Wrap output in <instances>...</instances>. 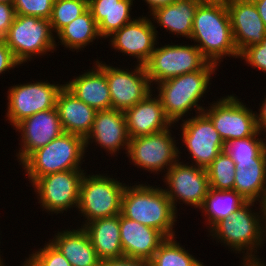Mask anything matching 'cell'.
Here are the masks:
<instances>
[{"instance_id": "cell-32", "label": "cell", "mask_w": 266, "mask_h": 266, "mask_svg": "<svg viewBox=\"0 0 266 266\" xmlns=\"http://www.w3.org/2000/svg\"><path fill=\"white\" fill-rule=\"evenodd\" d=\"M260 135L257 132L253 136L227 141L224 143L223 151L234 162L266 160V138L262 139Z\"/></svg>"}, {"instance_id": "cell-36", "label": "cell", "mask_w": 266, "mask_h": 266, "mask_svg": "<svg viewBox=\"0 0 266 266\" xmlns=\"http://www.w3.org/2000/svg\"><path fill=\"white\" fill-rule=\"evenodd\" d=\"M54 0H14L16 15L33 16L49 20Z\"/></svg>"}, {"instance_id": "cell-14", "label": "cell", "mask_w": 266, "mask_h": 266, "mask_svg": "<svg viewBox=\"0 0 266 266\" xmlns=\"http://www.w3.org/2000/svg\"><path fill=\"white\" fill-rule=\"evenodd\" d=\"M181 140L192 159L191 165L206 169L223 151L224 141L211 119L204 113L180 121ZM183 122V123H182Z\"/></svg>"}, {"instance_id": "cell-41", "label": "cell", "mask_w": 266, "mask_h": 266, "mask_svg": "<svg viewBox=\"0 0 266 266\" xmlns=\"http://www.w3.org/2000/svg\"><path fill=\"white\" fill-rule=\"evenodd\" d=\"M259 112L255 111V117H256V124L257 129L260 134H263V136L266 135V97L264 96V100L262 104H259ZM265 133V134H264Z\"/></svg>"}, {"instance_id": "cell-26", "label": "cell", "mask_w": 266, "mask_h": 266, "mask_svg": "<svg viewBox=\"0 0 266 266\" xmlns=\"http://www.w3.org/2000/svg\"><path fill=\"white\" fill-rule=\"evenodd\" d=\"M83 228L101 260L124 257L120 239V214L86 223Z\"/></svg>"}, {"instance_id": "cell-20", "label": "cell", "mask_w": 266, "mask_h": 266, "mask_svg": "<svg viewBox=\"0 0 266 266\" xmlns=\"http://www.w3.org/2000/svg\"><path fill=\"white\" fill-rule=\"evenodd\" d=\"M234 43L240 54L245 48L259 44L266 37L263 23L253 0L226 3Z\"/></svg>"}, {"instance_id": "cell-24", "label": "cell", "mask_w": 266, "mask_h": 266, "mask_svg": "<svg viewBox=\"0 0 266 266\" xmlns=\"http://www.w3.org/2000/svg\"><path fill=\"white\" fill-rule=\"evenodd\" d=\"M49 241L72 266H100L101 259L83 227L57 231Z\"/></svg>"}, {"instance_id": "cell-33", "label": "cell", "mask_w": 266, "mask_h": 266, "mask_svg": "<svg viewBox=\"0 0 266 266\" xmlns=\"http://www.w3.org/2000/svg\"><path fill=\"white\" fill-rule=\"evenodd\" d=\"M209 188L233 190L235 182V162L222 151L206 168Z\"/></svg>"}, {"instance_id": "cell-30", "label": "cell", "mask_w": 266, "mask_h": 266, "mask_svg": "<svg viewBox=\"0 0 266 266\" xmlns=\"http://www.w3.org/2000/svg\"><path fill=\"white\" fill-rule=\"evenodd\" d=\"M55 40L58 39L60 45L64 48H68L72 52L76 50H84L86 46L94 43V40L101 39L98 24L94 20L89 9H87L83 14L74 19L71 23L63 27L57 35H55ZM74 50V51H73Z\"/></svg>"}, {"instance_id": "cell-39", "label": "cell", "mask_w": 266, "mask_h": 266, "mask_svg": "<svg viewBox=\"0 0 266 266\" xmlns=\"http://www.w3.org/2000/svg\"><path fill=\"white\" fill-rule=\"evenodd\" d=\"M18 66L21 65L14 58L11 49L3 39H0V75L13 70L15 67L19 68Z\"/></svg>"}, {"instance_id": "cell-47", "label": "cell", "mask_w": 266, "mask_h": 266, "mask_svg": "<svg viewBox=\"0 0 266 266\" xmlns=\"http://www.w3.org/2000/svg\"><path fill=\"white\" fill-rule=\"evenodd\" d=\"M1 234V233H0ZM1 243V242H0ZM1 254H0V266H2V265H6V264H4V262H3V258H1Z\"/></svg>"}, {"instance_id": "cell-4", "label": "cell", "mask_w": 266, "mask_h": 266, "mask_svg": "<svg viewBox=\"0 0 266 266\" xmlns=\"http://www.w3.org/2000/svg\"><path fill=\"white\" fill-rule=\"evenodd\" d=\"M147 183V184H146ZM134 184V185H133ZM129 183L122 195L121 214L145 226L161 231L167 238L175 237L178 213L163 187ZM132 185V186H131Z\"/></svg>"}, {"instance_id": "cell-16", "label": "cell", "mask_w": 266, "mask_h": 266, "mask_svg": "<svg viewBox=\"0 0 266 266\" xmlns=\"http://www.w3.org/2000/svg\"><path fill=\"white\" fill-rule=\"evenodd\" d=\"M156 28L151 17L137 16L109 36L108 41L112 49L136 58V64L144 66L159 43Z\"/></svg>"}, {"instance_id": "cell-31", "label": "cell", "mask_w": 266, "mask_h": 266, "mask_svg": "<svg viewBox=\"0 0 266 266\" xmlns=\"http://www.w3.org/2000/svg\"><path fill=\"white\" fill-rule=\"evenodd\" d=\"M175 237L167 238L149 260L151 266H205Z\"/></svg>"}, {"instance_id": "cell-5", "label": "cell", "mask_w": 266, "mask_h": 266, "mask_svg": "<svg viewBox=\"0 0 266 266\" xmlns=\"http://www.w3.org/2000/svg\"><path fill=\"white\" fill-rule=\"evenodd\" d=\"M85 140L83 137L63 133L46 146L35 150L22 164L24 173L31 185L39 178L48 174L66 171L83 170L82 164L86 157Z\"/></svg>"}, {"instance_id": "cell-48", "label": "cell", "mask_w": 266, "mask_h": 266, "mask_svg": "<svg viewBox=\"0 0 266 266\" xmlns=\"http://www.w3.org/2000/svg\"><path fill=\"white\" fill-rule=\"evenodd\" d=\"M202 2L203 1H220V0H201Z\"/></svg>"}, {"instance_id": "cell-6", "label": "cell", "mask_w": 266, "mask_h": 266, "mask_svg": "<svg viewBox=\"0 0 266 266\" xmlns=\"http://www.w3.org/2000/svg\"><path fill=\"white\" fill-rule=\"evenodd\" d=\"M85 172L79 193L78 213L86 223L121 213L122 195L126 187L124 181L105 174H87ZM86 219V220H85Z\"/></svg>"}, {"instance_id": "cell-17", "label": "cell", "mask_w": 266, "mask_h": 266, "mask_svg": "<svg viewBox=\"0 0 266 266\" xmlns=\"http://www.w3.org/2000/svg\"><path fill=\"white\" fill-rule=\"evenodd\" d=\"M21 138L16 156L21 165L35 150L40 149L64 133L57 108L40 111L24 118L13 129Z\"/></svg>"}, {"instance_id": "cell-10", "label": "cell", "mask_w": 266, "mask_h": 266, "mask_svg": "<svg viewBox=\"0 0 266 266\" xmlns=\"http://www.w3.org/2000/svg\"><path fill=\"white\" fill-rule=\"evenodd\" d=\"M85 170H66L39 177L33 184L42 211L66 213L78 207L80 185Z\"/></svg>"}, {"instance_id": "cell-40", "label": "cell", "mask_w": 266, "mask_h": 266, "mask_svg": "<svg viewBox=\"0 0 266 266\" xmlns=\"http://www.w3.org/2000/svg\"><path fill=\"white\" fill-rule=\"evenodd\" d=\"M100 266H151L150 262L145 259H136L129 257L103 259Z\"/></svg>"}, {"instance_id": "cell-25", "label": "cell", "mask_w": 266, "mask_h": 266, "mask_svg": "<svg viewBox=\"0 0 266 266\" xmlns=\"http://www.w3.org/2000/svg\"><path fill=\"white\" fill-rule=\"evenodd\" d=\"M201 0H175L172 4L157 8L148 16L160 28L167 30L169 34L180 35L178 38L185 37L190 39L193 29L195 11ZM156 23V24H155Z\"/></svg>"}, {"instance_id": "cell-34", "label": "cell", "mask_w": 266, "mask_h": 266, "mask_svg": "<svg viewBox=\"0 0 266 266\" xmlns=\"http://www.w3.org/2000/svg\"><path fill=\"white\" fill-rule=\"evenodd\" d=\"M87 9L88 0H54L52 15L49 19L53 34L56 35Z\"/></svg>"}, {"instance_id": "cell-19", "label": "cell", "mask_w": 266, "mask_h": 266, "mask_svg": "<svg viewBox=\"0 0 266 266\" xmlns=\"http://www.w3.org/2000/svg\"><path fill=\"white\" fill-rule=\"evenodd\" d=\"M153 91L133 107L124 111L130 138L150 135L177 127L166 116L160 98Z\"/></svg>"}, {"instance_id": "cell-37", "label": "cell", "mask_w": 266, "mask_h": 266, "mask_svg": "<svg viewBox=\"0 0 266 266\" xmlns=\"http://www.w3.org/2000/svg\"><path fill=\"white\" fill-rule=\"evenodd\" d=\"M239 58L245 60L253 69L266 74V37L259 44L245 48L239 54Z\"/></svg>"}, {"instance_id": "cell-27", "label": "cell", "mask_w": 266, "mask_h": 266, "mask_svg": "<svg viewBox=\"0 0 266 266\" xmlns=\"http://www.w3.org/2000/svg\"><path fill=\"white\" fill-rule=\"evenodd\" d=\"M133 1L135 0H88V9L104 40L135 19L130 14Z\"/></svg>"}, {"instance_id": "cell-49", "label": "cell", "mask_w": 266, "mask_h": 266, "mask_svg": "<svg viewBox=\"0 0 266 266\" xmlns=\"http://www.w3.org/2000/svg\"><path fill=\"white\" fill-rule=\"evenodd\" d=\"M264 207H265V217H266V201H265Z\"/></svg>"}, {"instance_id": "cell-15", "label": "cell", "mask_w": 266, "mask_h": 266, "mask_svg": "<svg viewBox=\"0 0 266 266\" xmlns=\"http://www.w3.org/2000/svg\"><path fill=\"white\" fill-rule=\"evenodd\" d=\"M94 63L106 75L113 109L125 111L153 91L143 65L135 64L130 71L129 68L113 67L98 59Z\"/></svg>"}, {"instance_id": "cell-45", "label": "cell", "mask_w": 266, "mask_h": 266, "mask_svg": "<svg viewBox=\"0 0 266 266\" xmlns=\"http://www.w3.org/2000/svg\"><path fill=\"white\" fill-rule=\"evenodd\" d=\"M224 3H232V2H235V1H246V0H220Z\"/></svg>"}, {"instance_id": "cell-38", "label": "cell", "mask_w": 266, "mask_h": 266, "mask_svg": "<svg viewBox=\"0 0 266 266\" xmlns=\"http://www.w3.org/2000/svg\"><path fill=\"white\" fill-rule=\"evenodd\" d=\"M15 17L16 11L14 5L0 2V39H3L7 35Z\"/></svg>"}, {"instance_id": "cell-2", "label": "cell", "mask_w": 266, "mask_h": 266, "mask_svg": "<svg viewBox=\"0 0 266 266\" xmlns=\"http://www.w3.org/2000/svg\"><path fill=\"white\" fill-rule=\"evenodd\" d=\"M255 203L259 208L255 206ZM256 209L253 210L252 207ZM258 209V211H257ZM211 239L242 258H259L260 248L266 243V217L263 204L248 201L228 218L218 222L210 231Z\"/></svg>"}, {"instance_id": "cell-13", "label": "cell", "mask_w": 266, "mask_h": 266, "mask_svg": "<svg viewBox=\"0 0 266 266\" xmlns=\"http://www.w3.org/2000/svg\"><path fill=\"white\" fill-rule=\"evenodd\" d=\"M189 163L178 160L162 176L163 189L177 213V203L199 209L209 190L206 169Z\"/></svg>"}, {"instance_id": "cell-9", "label": "cell", "mask_w": 266, "mask_h": 266, "mask_svg": "<svg viewBox=\"0 0 266 266\" xmlns=\"http://www.w3.org/2000/svg\"><path fill=\"white\" fill-rule=\"evenodd\" d=\"M208 61L196 45L165 44L156 47L144 65L149 82L153 85L185 73L201 70Z\"/></svg>"}, {"instance_id": "cell-3", "label": "cell", "mask_w": 266, "mask_h": 266, "mask_svg": "<svg viewBox=\"0 0 266 266\" xmlns=\"http://www.w3.org/2000/svg\"><path fill=\"white\" fill-rule=\"evenodd\" d=\"M217 68H219L217 65L208 62L201 70L185 73L156 84V89L153 91H157L165 114L173 124L176 125L185 117L187 119L193 109L196 114L203 112L205 107L200 101L211 89L210 79L214 78L212 74H217L215 72Z\"/></svg>"}, {"instance_id": "cell-29", "label": "cell", "mask_w": 266, "mask_h": 266, "mask_svg": "<svg viewBox=\"0 0 266 266\" xmlns=\"http://www.w3.org/2000/svg\"><path fill=\"white\" fill-rule=\"evenodd\" d=\"M248 201L235 190H216L209 188L202 205L199 208L208 232L221 220L228 218ZM205 213V214H204Z\"/></svg>"}, {"instance_id": "cell-7", "label": "cell", "mask_w": 266, "mask_h": 266, "mask_svg": "<svg viewBox=\"0 0 266 266\" xmlns=\"http://www.w3.org/2000/svg\"><path fill=\"white\" fill-rule=\"evenodd\" d=\"M16 61L22 66L36 56L54 53L58 47L50 21L33 16L16 15L3 38Z\"/></svg>"}, {"instance_id": "cell-1", "label": "cell", "mask_w": 266, "mask_h": 266, "mask_svg": "<svg viewBox=\"0 0 266 266\" xmlns=\"http://www.w3.org/2000/svg\"><path fill=\"white\" fill-rule=\"evenodd\" d=\"M190 40L208 62L218 67L226 56L239 59L228 8L222 1H203L198 5Z\"/></svg>"}, {"instance_id": "cell-35", "label": "cell", "mask_w": 266, "mask_h": 266, "mask_svg": "<svg viewBox=\"0 0 266 266\" xmlns=\"http://www.w3.org/2000/svg\"><path fill=\"white\" fill-rule=\"evenodd\" d=\"M21 266H72L63 254L50 242L31 252Z\"/></svg>"}, {"instance_id": "cell-43", "label": "cell", "mask_w": 266, "mask_h": 266, "mask_svg": "<svg viewBox=\"0 0 266 266\" xmlns=\"http://www.w3.org/2000/svg\"><path fill=\"white\" fill-rule=\"evenodd\" d=\"M257 12L266 26V0H253Z\"/></svg>"}, {"instance_id": "cell-18", "label": "cell", "mask_w": 266, "mask_h": 266, "mask_svg": "<svg viewBox=\"0 0 266 266\" xmlns=\"http://www.w3.org/2000/svg\"><path fill=\"white\" fill-rule=\"evenodd\" d=\"M84 140L86 152L95 143L111 156H117L120 150L127 154L130 136L124 111L113 108L96 111L92 129Z\"/></svg>"}, {"instance_id": "cell-28", "label": "cell", "mask_w": 266, "mask_h": 266, "mask_svg": "<svg viewBox=\"0 0 266 266\" xmlns=\"http://www.w3.org/2000/svg\"><path fill=\"white\" fill-rule=\"evenodd\" d=\"M234 189L247 201L265 204L266 160L235 162Z\"/></svg>"}, {"instance_id": "cell-44", "label": "cell", "mask_w": 266, "mask_h": 266, "mask_svg": "<svg viewBox=\"0 0 266 266\" xmlns=\"http://www.w3.org/2000/svg\"><path fill=\"white\" fill-rule=\"evenodd\" d=\"M240 266H266V261L259 258H241Z\"/></svg>"}, {"instance_id": "cell-11", "label": "cell", "mask_w": 266, "mask_h": 266, "mask_svg": "<svg viewBox=\"0 0 266 266\" xmlns=\"http://www.w3.org/2000/svg\"><path fill=\"white\" fill-rule=\"evenodd\" d=\"M234 95L222 96L203 110L213 122L224 143L253 136L258 132L255 111Z\"/></svg>"}, {"instance_id": "cell-23", "label": "cell", "mask_w": 266, "mask_h": 266, "mask_svg": "<svg viewBox=\"0 0 266 266\" xmlns=\"http://www.w3.org/2000/svg\"><path fill=\"white\" fill-rule=\"evenodd\" d=\"M56 108L64 133L85 139L92 129L96 110L78 99L65 86L58 93Z\"/></svg>"}, {"instance_id": "cell-21", "label": "cell", "mask_w": 266, "mask_h": 266, "mask_svg": "<svg viewBox=\"0 0 266 266\" xmlns=\"http://www.w3.org/2000/svg\"><path fill=\"white\" fill-rule=\"evenodd\" d=\"M120 239L124 257L149 261L167 237L161 231L120 213Z\"/></svg>"}, {"instance_id": "cell-8", "label": "cell", "mask_w": 266, "mask_h": 266, "mask_svg": "<svg viewBox=\"0 0 266 266\" xmlns=\"http://www.w3.org/2000/svg\"><path fill=\"white\" fill-rule=\"evenodd\" d=\"M172 127L150 135L130 138L127 158L140 170L160 174L166 173L171 166L181 160L178 140L172 135ZM173 136V137H172ZM175 139V140H174ZM164 170V171H163Z\"/></svg>"}, {"instance_id": "cell-12", "label": "cell", "mask_w": 266, "mask_h": 266, "mask_svg": "<svg viewBox=\"0 0 266 266\" xmlns=\"http://www.w3.org/2000/svg\"><path fill=\"white\" fill-rule=\"evenodd\" d=\"M33 81L10 86L7 91L6 121L13 127L24 118L40 111L56 108L59 91L64 84Z\"/></svg>"}, {"instance_id": "cell-42", "label": "cell", "mask_w": 266, "mask_h": 266, "mask_svg": "<svg viewBox=\"0 0 266 266\" xmlns=\"http://www.w3.org/2000/svg\"><path fill=\"white\" fill-rule=\"evenodd\" d=\"M147 3L148 8L150 9V14L154 12L157 8L167 6L168 4H172L175 0H143Z\"/></svg>"}, {"instance_id": "cell-22", "label": "cell", "mask_w": 266, "mask_h": 266, "mask_svg": "<svg viewBox=\"0 0 266 266\" xmlns=\"http://www.w3.org/2000/svg\"><path fill=\"white\" fill-rule=\"evenodd\" d=\"M93 64L92 69L63 82L64 86L96 111L111 109L112 102L106 75L95 63Z\"/></svg>"}, {"instance_id": "cell-46", "label": "cell", "mask_w": 266, "mask_h": 266, "mask_svg": "<svg viewBox=\"0 0 266 266\" xmlns=\"http://www.w3.org/2000/svg\"><path fill=\"white\" fill-rule=\"evenodd\" d=\"M0 2H6V3H11V4H13L14 0H0Z\"/></svg>"}]
</instances>
